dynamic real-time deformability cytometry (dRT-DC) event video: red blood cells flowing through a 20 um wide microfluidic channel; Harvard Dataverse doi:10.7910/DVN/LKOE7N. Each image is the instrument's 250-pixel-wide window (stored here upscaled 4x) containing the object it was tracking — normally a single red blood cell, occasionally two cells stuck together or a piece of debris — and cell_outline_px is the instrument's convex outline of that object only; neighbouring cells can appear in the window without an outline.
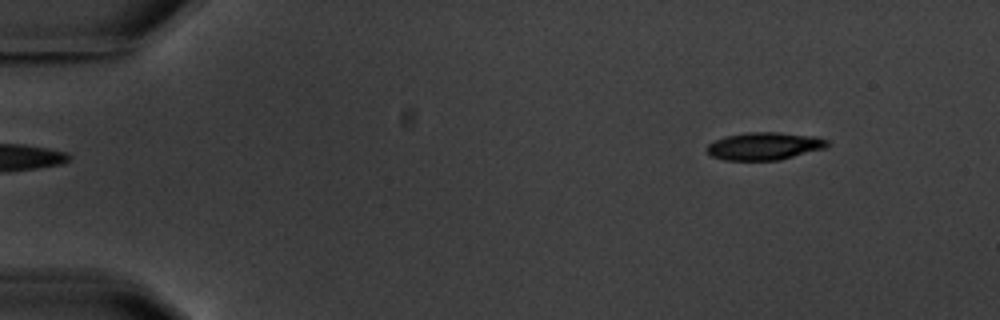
{"species": "common noctule bat (a hibernating species)", "species_latin": "Nyctalus noctula", "temperature_condition": "warm", "stored_images_in_passage": 3, "camera_frame_rate_fps": 3000, "um_per_image_px": 0.085, "animal": {"sex": "male", "body_mass_g": 20.1, "forearm_length_mm": 53.5}, "frame": {"image": 1, "passage_image": 3, "time_ms": 2.333, "image_size_px": [1000, 320], "cell_outline_px": [[828, 148], [780, 160], [724, 160], [712, 156], [704, 148], [708, 144], [724, 136], [748, 132], [776, 132], [816, 136], [828, 140]], "centroid_in_image_um": [64.99, 12.42], "position_along_channel_um": 20.0, "area_um2": 19.59}}